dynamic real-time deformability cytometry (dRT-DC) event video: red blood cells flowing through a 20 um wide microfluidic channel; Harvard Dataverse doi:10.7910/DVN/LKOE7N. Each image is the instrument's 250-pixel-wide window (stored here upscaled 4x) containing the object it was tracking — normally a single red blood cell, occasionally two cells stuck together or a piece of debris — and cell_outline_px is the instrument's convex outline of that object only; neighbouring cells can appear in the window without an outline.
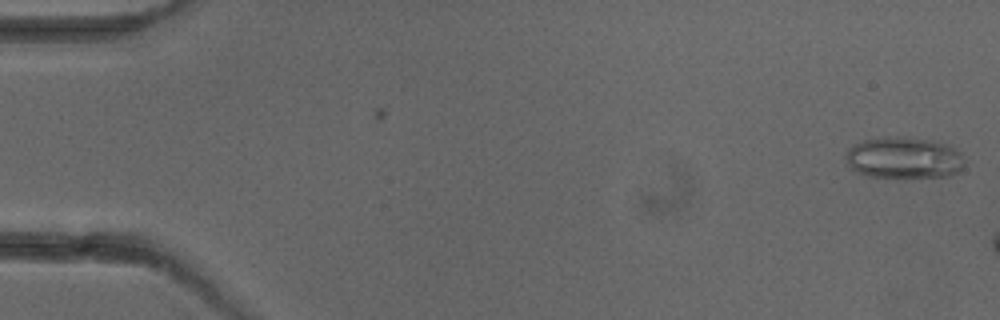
{"species": "common noctule bat (a hibernating species)", "species_latin": "Nyctalus noctula", "temperature_condition": "cold", "stored_images_in_passage": 2, "camera_frame_rate_fps": 3000, "um_per_image_px": 0.085, "animal": {"sex": "female"}, "frame": {"image": 1, "passage_image": 2, "time_ms": 1.333, "image_size_px": [1000, 320], "cell_outline_px": [[964, 164], [952, 176], [872, 176], [856, 172], [852, 168], [848, 160], [848, 148], [864, 140], [888, 136], [896, 136], [928, 140], [948, 144], [960, 152]], "centroid_in_image_um": [76.86, 13.39], "position_along_channel_um": 8.1, "area_um2": 27.98}}